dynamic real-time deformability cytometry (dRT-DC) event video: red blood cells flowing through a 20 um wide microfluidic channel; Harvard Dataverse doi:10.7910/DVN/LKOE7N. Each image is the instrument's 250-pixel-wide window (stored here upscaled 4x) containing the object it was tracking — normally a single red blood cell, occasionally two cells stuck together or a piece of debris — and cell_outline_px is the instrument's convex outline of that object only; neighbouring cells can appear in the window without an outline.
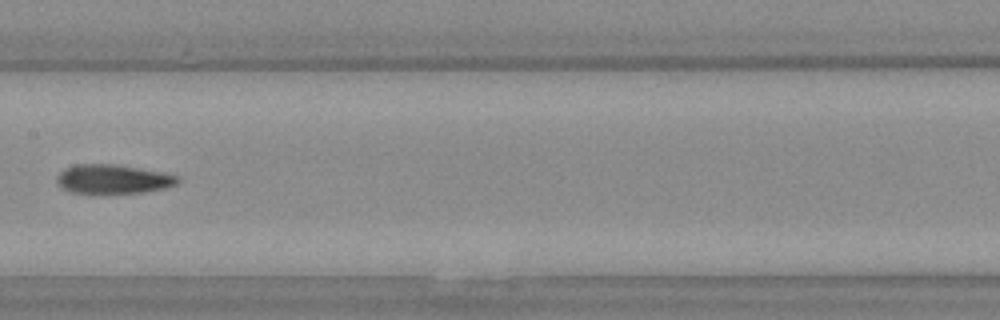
{"species": "Egyptian fruit bat (a non-hibernating species)", "species_latin": "Rousettus aegyptiacus", "temperature_condition": "warm", "stored_images_in_passage": 30, "camera_frame_rate_fps": 3000, "um_per_image_px": 0.085, "animal": {"sex": "female"}, "frame": {"image": 1, "passage_image": 13, "time_ms": 4.0, "image_size_px": [1000, 320], "cell_outline_px": [[180, 180], [176, 184], [168, 188], [144, 192], [92, 196], [72, 192], [56, 184], [56, 176], [60, 172], [68, 168], [80, 164], [112, 164], [164, 172], [180, 176]], "centroid_in_image_um": [9.62, 15.27], "position_along_channel_um": 197.8, "area_um2": 21.21}}